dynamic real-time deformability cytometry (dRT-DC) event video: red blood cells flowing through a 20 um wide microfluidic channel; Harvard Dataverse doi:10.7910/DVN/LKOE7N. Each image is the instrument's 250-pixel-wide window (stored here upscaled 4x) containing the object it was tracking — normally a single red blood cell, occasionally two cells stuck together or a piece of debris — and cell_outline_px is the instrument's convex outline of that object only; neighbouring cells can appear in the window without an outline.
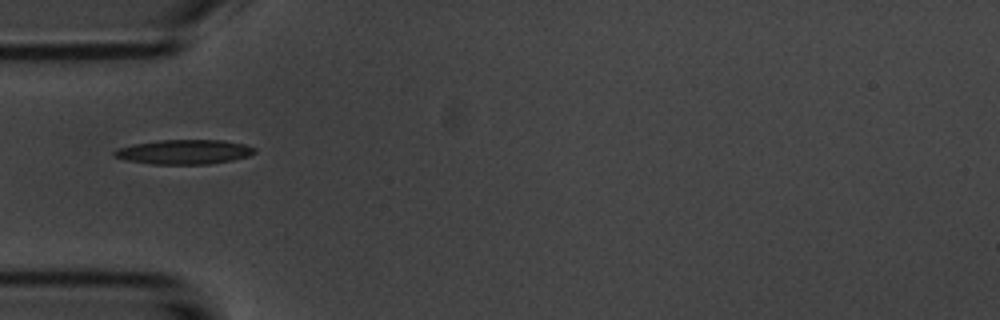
{"species": "common noctule bat (a hibernating species)", "species_latin": "Nyctalus noctula", "temperature_condition": "room temperature", "stored_images_in_passage": 5, "camera_frame_rate_fps": 3000, "um_per_image_px": 0.085, "animal": {"sex": "male", "body_mass_g": 20.1, "forearm_length_mm": 53.5}, "frame": {"image": 1, "passage_image": 5, "time_ms": 5.0, "image_size_px": [1000, 320], "cell_outline_px": [[256, 152], [248, 156], [232, 160], [208, 164], [152, 164], [128, 160], [112, 156], [112, 152], [116, 148], [132, 144], [160, 140], [224, 140], [244, 144], [256, 148]], "centroid_in_image_um": [15.63, 12.91], "position_along_channel_um": 69.4, "area_um2": 20.11}}